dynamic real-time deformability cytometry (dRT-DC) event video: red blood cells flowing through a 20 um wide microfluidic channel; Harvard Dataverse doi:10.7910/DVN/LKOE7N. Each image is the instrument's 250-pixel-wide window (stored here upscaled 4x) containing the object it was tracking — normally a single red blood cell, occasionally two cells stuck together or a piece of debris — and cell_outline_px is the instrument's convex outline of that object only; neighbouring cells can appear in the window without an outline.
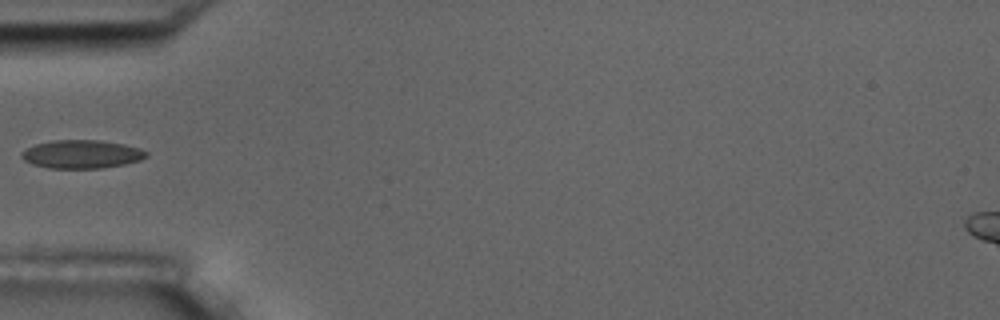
{"species": "common noctule bat (a hibernating species)", "species_latin": "Nyctalus noctula", "temperature_condition": "room temperature", "stored_images_in_passage": 6, "camera_frame_rate_fps": 3000, "um_per_image_px": 0.085, "animal": {"sex": "male", "body_mass_g": 17.5, "forearm_length_mm": 52.3}, "frame": {"image": 1, "passage_image": 5, "time_ms": 1.333, "image_size_px": [1000, 320], "cell_outline_px": [[148, 156], [140, 160], [124, 164], [100, 168], [48, 168], [32, 164], [24, 160], [20, 156], [20, 152], [36, 144], [52, 140], [100, 140], [124, 144], [140, 148], [148, 152]], "centroid_in_image_um": [6.94, 13.1], "position_along_channel_um": 78.1, "area_um2": 20.63}}